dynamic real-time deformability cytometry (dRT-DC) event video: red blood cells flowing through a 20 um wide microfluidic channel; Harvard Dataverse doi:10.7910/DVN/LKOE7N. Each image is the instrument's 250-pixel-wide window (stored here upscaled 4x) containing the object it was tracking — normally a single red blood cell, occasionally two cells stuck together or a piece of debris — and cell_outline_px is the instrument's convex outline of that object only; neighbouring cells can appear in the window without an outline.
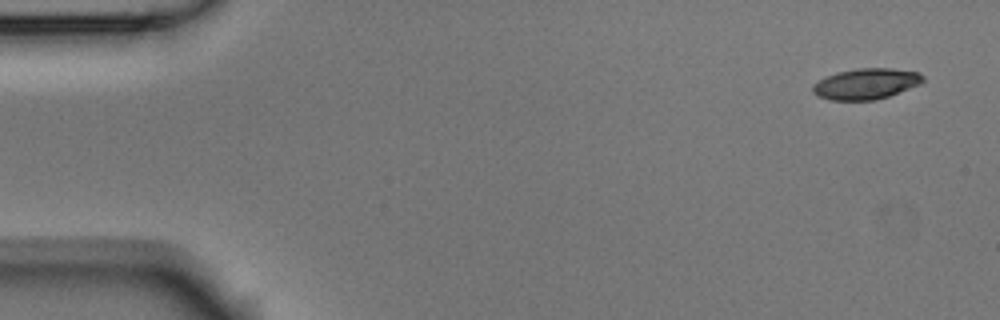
{"species": "Egyptian fruit bat (a non-hibernating species)", "species_latin": "Rousettus aegyptiacus", "temperature_condition": "room temperature", "stored_images_in_passage": 5, "camera_frame_rate_fps": 3000, "um_per_image_px": 0.085, "animal": {"sex": "male"}, "frame": {"image": 1, "passage_image": 1, "time_ms": 0.0, "image_size_px": [1000, 320], "cell_outline_px": [[924, 80], [920, 84], [888, 96], [876, 100], [828, 100], [816, 96], [812, 92], [812, 84], [824, 76], [836, 72], [856, 68], [892, 68], [920, 72], [924, 76]], "centroid_in_image_um": [73.57, 7.12], "position_along_channel_um": 11.4, "area_um2": 20.11}}
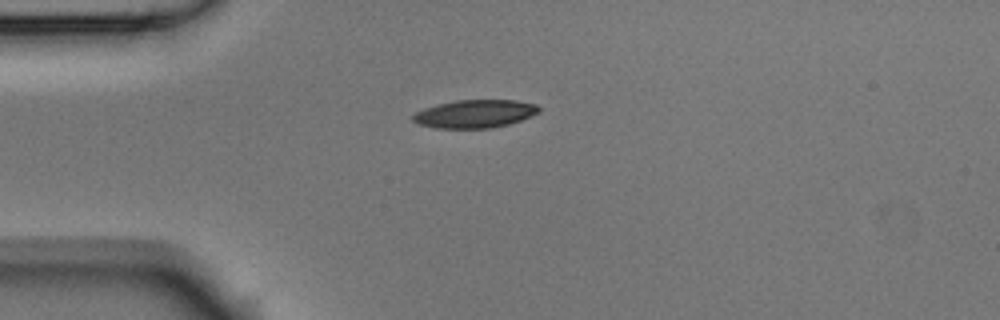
{"frame": {"image": 2, "passage_image": 4, "time_ms": 1.0, "image_size_px": [1000, 320], "cell_outline_px": [[540, 112], [520, 120], [508, 124], [492, 128], [436, 128], [420, 124], [412, 120], [412, 116], [416, 112], [424, 108], [456, 100], [516, 100], [536, 104], [540, 108]], "centroid_in_image_um": [40.38, 9.67], "position_along_channel_um": 44.6, "area_um2": 20.46}}
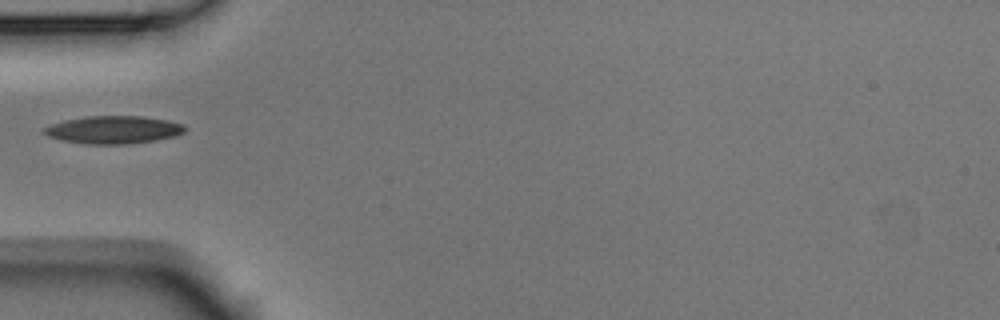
{"frame": {"image": 3, "passage_image": 5, "time_ms": 1.333, "image_size_px": [1000, 320], "cell_outline_px": [[188, 128], [184, 132], [176, 136], [156, 140], [128, 144], [84, 144], [60, 140], [48, 136], [44, 132], [44, 128], [52, 124], [64, 120], [88, 116], [140, 116], [168, 120], [184, 124]], "centroid_in_image_um": [9.68, 11.03], "position_along_channel_um": 75.3, "area_um2": 22.89}}